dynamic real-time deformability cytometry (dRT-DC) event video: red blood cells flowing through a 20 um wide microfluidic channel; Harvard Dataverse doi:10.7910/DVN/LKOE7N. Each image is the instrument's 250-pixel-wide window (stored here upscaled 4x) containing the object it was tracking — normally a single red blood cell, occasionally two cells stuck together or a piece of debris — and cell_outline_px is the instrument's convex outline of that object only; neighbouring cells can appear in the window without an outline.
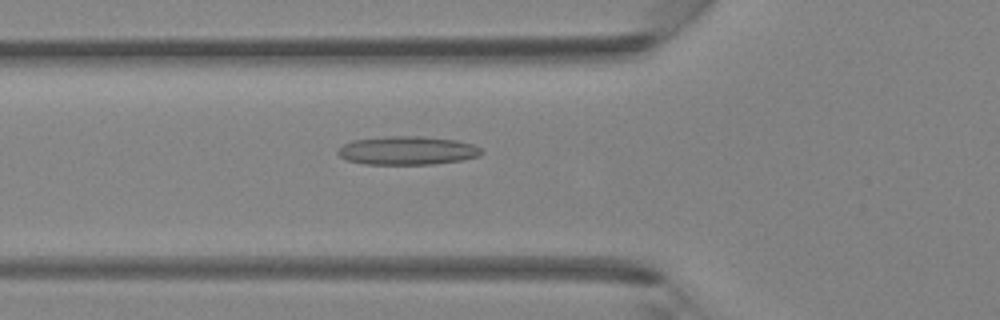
{"species": "Egyptian fruit bat (a non-hibernating species)", "species_latin": "Rousettus aegyptiacus", "temperature_condition": "room temperature", "stored_images_in_passage": 43, "camera_frame_rate_fps": 3000, "um_per_image_px": 0.085, "animal": {"sex": "female"}, "frame": {"image": 1, "passage_image": 15, "time_ms": 4.667, "image_size_px": [1000, 320], "cell_outline_px": [[484, 152], [480, 156], [464, 160], [432, 164], [364, 164], [348, 160], [340, 156], [336, 152], [344, 144], [352, 140], [384, 136], [424, 136], [456, 140], [472, 144], [480, 148]], "centroid_in_image_um": [34.65, 12.79], "position_along_channel_um": 91.2, "area_um2": 23.99}}
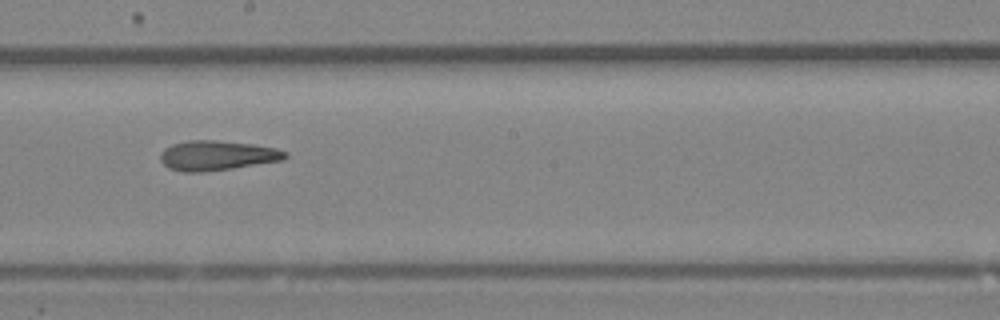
{"frame": {"image": 2, "passage_image": 24, "time_ms": 7.667, "image_size_px": [1000, 320], "cell_outline_px": [[288, 156], [284, 160], [232, 168], [204, 172], [184, 172], [168, 168], [160, 160], [160, 152], [164, 148], [172, 144], [188, 140], [216, 140], [252, 144], [276, 148], [288, 152]], "centroid_in_image_um": [18.44, 13.21], "position_along_channel_um": 229.8, "area_um2": 21.79}}
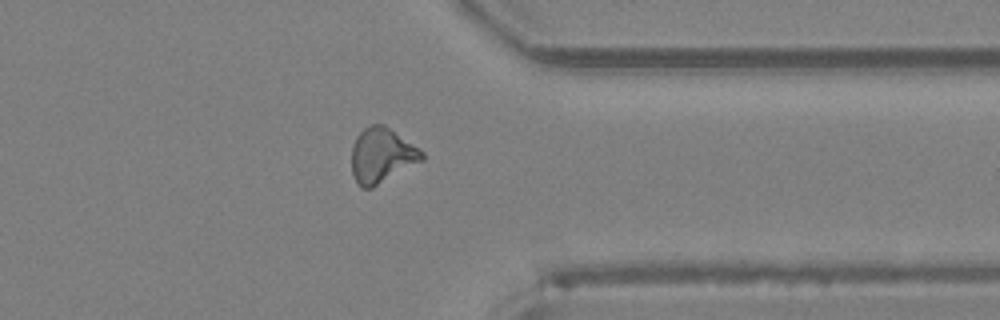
{"frame": {"image": 3, "passage_image": 34, "time_ms": 11.0, "image_size_px": [1000, 320], "cell_outline_px": [[424, 160], [372, 188], [360, 188], [352, 176], [352, 148], [356, 136], [364, 128], [372, 124], [384, 124], [424, 152]], "centroid_in_image_um": [32.43, 13.23], "position_along_channel_um": 379.0, "area_um2": 22.54}}